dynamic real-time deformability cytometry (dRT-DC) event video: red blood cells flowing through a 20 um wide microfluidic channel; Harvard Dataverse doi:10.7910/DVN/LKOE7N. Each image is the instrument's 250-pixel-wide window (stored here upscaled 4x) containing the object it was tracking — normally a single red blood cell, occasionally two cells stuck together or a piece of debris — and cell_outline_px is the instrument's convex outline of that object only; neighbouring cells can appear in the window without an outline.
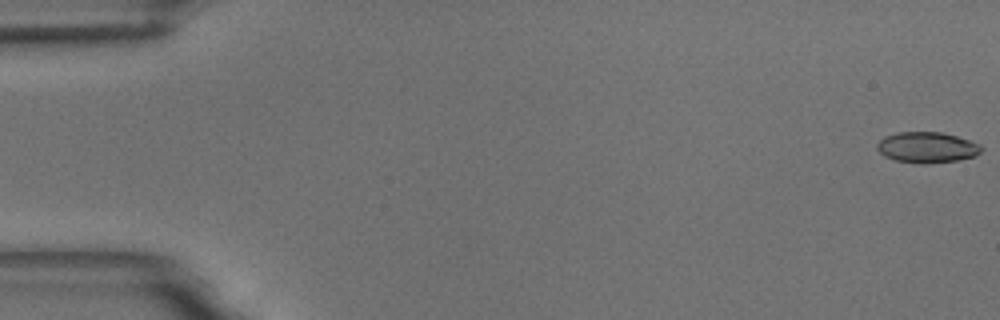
{"species": "common noctule bat (a hibernating species)", "species_latin": "Nyctalus noctula", "temperature_condition": "room temperature", "stored_images_in_passage": 56, "camera_frame_rate_fps": 3000, "um_per_image_px": 0.085, "animal": {"sex": "male", "body_mass_g": 18.8}, "frame": {"image": 1, "passage_image": 1, "time_ms": 0.0, "image_size_px": [1000, 320], "cell_outline_px": [[984, 148], [976, 156], [956, 160], [928, 164], [920, 164], [896, 160], [884, 156], [876, 148], [876, 144], [884, 136], [900, 132], [940, 132], [956, 136], [980, 144]], "centroid_in_image_um": [78.79, 12.53], "position_along_channel_um": 6.2, "area_um2": 18.73}}
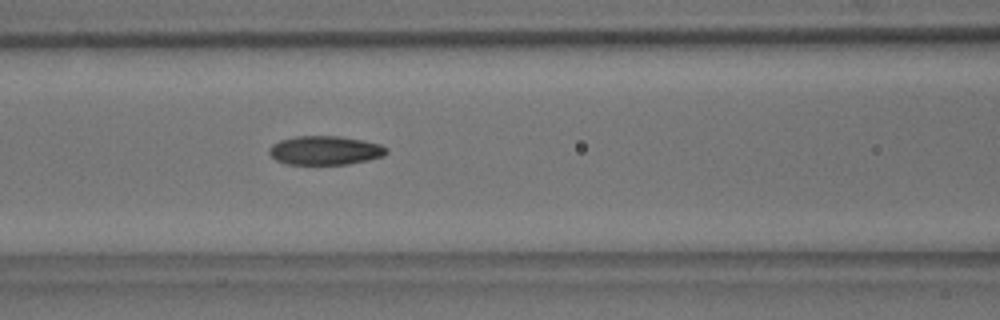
{"frame": {"image": 2, "passage_image": 24, "time_ms": 7.667, "image_size_px": [1000, 320], "cell_outline_px": [[388, 152], [384, 156], [368, 160], [348, 164], [288, 164], [276, 160], [268, 152], [268, 148], [272, 144], [280, 140], [296, 136], [340, 136], [380, 144], [388, 148]], "centroid_in_image_um": [27.63, 12.78], "position_along_channel_um": 139.0, "area_um2": 19.77}}
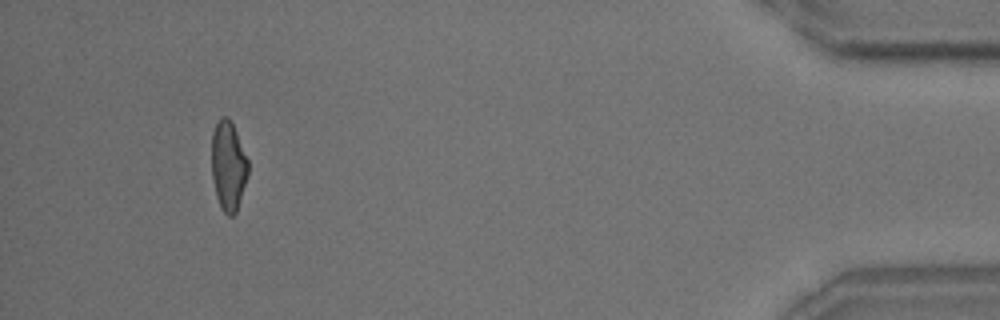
{"frame": {"image": 3, "passage_image": 52, "time_ms": 17.0, "image_size_px": [1000, 320], "cell_outline_px": [[248, 176], [236, 212], [232, 216], [228, 216], [220, 208], [216, 196], [212, 176], [212, 132], [220, 116], [228, 116], [236, 132], [248, 160]], "centroid_in_image_um": [19.4, 14.11], "position_along_channel_um": 415.8, "area_um2": 19.02}, "authors_computed_cell_mechanics": {"area_um2": 19.5364, "velocity_mm_per_s": 3.6811, "shape_relaxation_time_tau1_ms": 5.9652, "shape_relaxation_time_tau2_ms": 2.7055, "deformation_change_tau1": 0.1682, "deformation_change_tau2": 0.084}}